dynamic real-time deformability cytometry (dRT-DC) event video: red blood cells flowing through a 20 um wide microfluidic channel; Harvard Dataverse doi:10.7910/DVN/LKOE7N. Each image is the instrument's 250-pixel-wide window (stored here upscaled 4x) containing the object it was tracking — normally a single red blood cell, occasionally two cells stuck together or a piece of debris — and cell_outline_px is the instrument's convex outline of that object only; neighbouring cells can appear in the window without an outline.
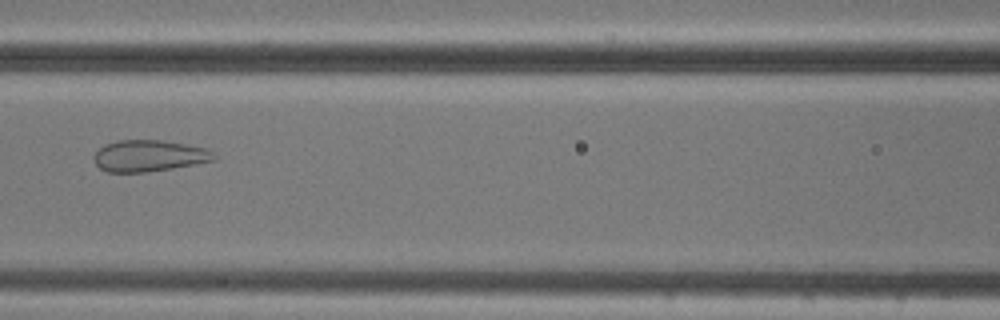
{"species": "common noctule bat (a hibernating species)", "species_latin": "Nyctalus noctula", "temperature_condition": "cold", "stored_images_in_passage": 3, "camera_frame_rate_fps": 3000, "um_per_image_px": 0.085, "animal": {"sex": "male", "body_mass_g": 20.5, "forearm_length_mm": 52.5}, "frame": {"image": 1, "passage_image": 3, "time_ms": 2.0, "image_size_px": [1000, 320], "cell_outline_px": [[216, 160], [172, 168], [144, 172], [108, 172], [100, 168], [96, 164], [92, 156], [104, 144], [120, 140], [160, 140], [208, 148], [216, 156]], "centroid_in_image_um": [12.66, 13.24], "position_along_channel_um": 153.9, "area_um2": 21.91}}